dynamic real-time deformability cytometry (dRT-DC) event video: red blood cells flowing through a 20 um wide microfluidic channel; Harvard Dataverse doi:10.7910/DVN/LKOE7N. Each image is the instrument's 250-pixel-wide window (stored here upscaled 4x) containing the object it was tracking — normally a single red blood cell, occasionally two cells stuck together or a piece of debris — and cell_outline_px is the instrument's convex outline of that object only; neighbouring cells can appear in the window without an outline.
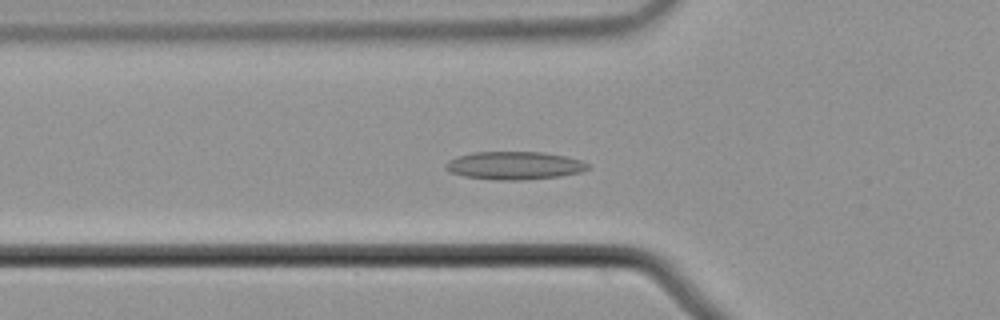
{"species": "common noctule bat (a hibernating species)", "species_latin": "Nyctalus noctula", "temperature_condition": "cold", "stored_images_in_passage": 52, "camera_frame_rate_fps": 3000, "um_per_image_px": 0.085, "animal": {"sex": "male", "body_mass_g": 21.5, "forearm_length_mm": 52.0}, "frame": {"image": 1, "passage_image": 19, "time_ms": 6.0, "image_size_px": [1000, 320], "cell_outline_px": [[588, 168], [580, 172], [560, 176], [520, 180], [496, 180], [464, 176], [448, 172], [444, 168], [444, 164], [448, 160], [456, 156], [472, 152], [544, 152], [568, 156], [580, 160], [588, 164]], "centroid_in_image_um": [43.67, 14.06], "position_along_channel_um": 82.1, "area_um2": 23.35}}
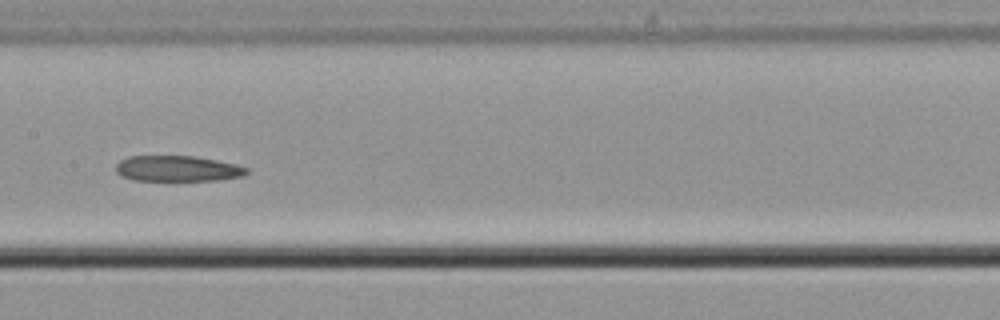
{"frame": {"image": 2, "passage_image": 28, "time_ms": 9.0, "image_size_px": [1000, 320], "cell_outline_px": [[248, 172], [244, 176], [216, 180], [132, 180], [120, 176], [116, 172], [116, 164], [120, 160], [128, 156], [192, 156], [216, 160], [236, 164], [248, 168]], "centroid_in_image_um": [15.06, 14.33], "position_along_channel_um": 192.3, "area_um2": 19.59}}
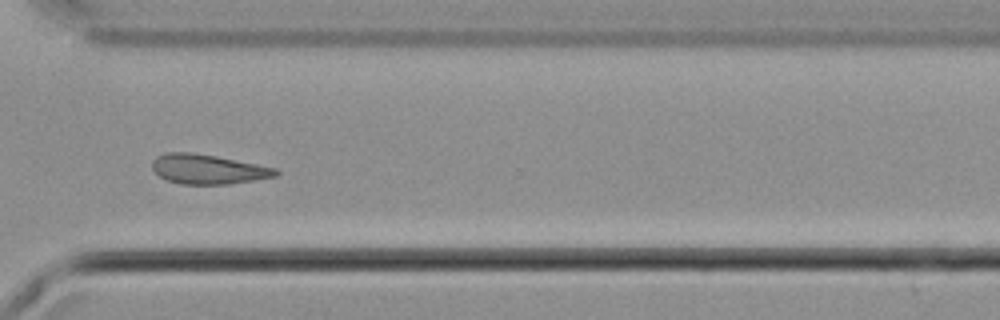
{"frame": {"image": 3, "passage_image": 41, "time_ms": 13.333, "image_size_px": [1000, 320], "cell_outline_px": [[280, 172], [276, 176], [228, 184], [180, 184], [168, 180], [160, 176], [152, 168], [152, 160], [156, 156], [164, 152], [192, 152], [216, 156], [276, 168]], "centroid_in_image_um": [17.64, 14.37], "position_along_channel_um": 353.0, "area_um2": 21.21}}